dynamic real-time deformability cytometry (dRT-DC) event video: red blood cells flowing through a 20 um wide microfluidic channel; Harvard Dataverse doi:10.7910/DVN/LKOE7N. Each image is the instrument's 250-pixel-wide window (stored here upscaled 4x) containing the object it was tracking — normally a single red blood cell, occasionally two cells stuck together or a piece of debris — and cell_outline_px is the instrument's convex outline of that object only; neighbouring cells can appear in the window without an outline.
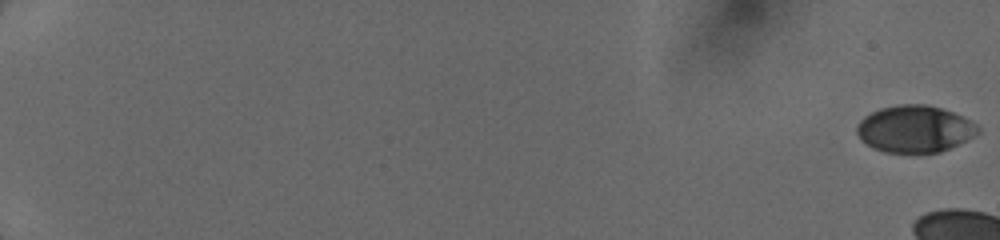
{"species": "human", "species_latin": "Homo sapiens", "temperature_condition": "cold", "stored_images_in_passage": 22, "camera_frame_rate_fps": 3000, "um_per_image_px": 0.085, "donor": {"sex": "female"}, "frame": {"image": 1, "passage_image": 1, "time_ms": 0.0, "image_size_px": [1000, 240], "cell_outline_px": [[980, 132], [940, 152], [884, 152], [872, 148], [856, 132], [856, 128], [860, 120], [864, 116], [880, 108], [900, 104], [924, 104], [940, 108], [952, 112], [976, 124], [980, 128]], "centroid_in_image_um": [77.72, 10.95], "position_along_channel_um": 7.3, "area_um2": 32.54}}